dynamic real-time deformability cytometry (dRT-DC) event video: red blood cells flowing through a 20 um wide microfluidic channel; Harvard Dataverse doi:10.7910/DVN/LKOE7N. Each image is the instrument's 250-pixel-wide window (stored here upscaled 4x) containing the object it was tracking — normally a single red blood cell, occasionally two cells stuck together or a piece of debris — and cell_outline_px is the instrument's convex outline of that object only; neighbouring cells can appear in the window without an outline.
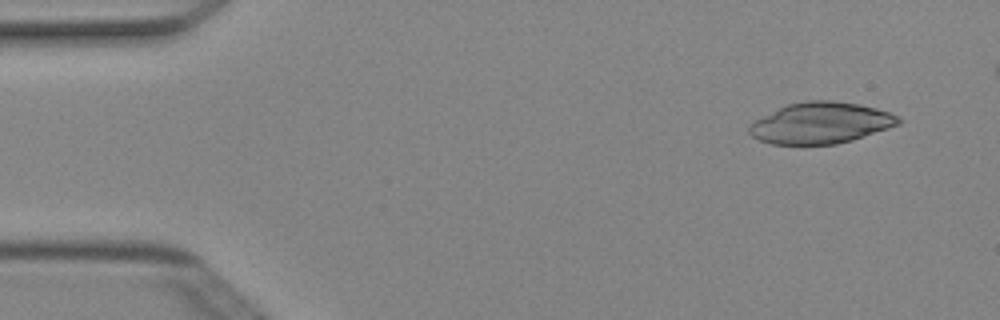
{"species": "Egyptian fruit bat (a non-hibernating species)", "species_latin": "Rousettus aegyptiacus", "temperature_condition": "cold", "stored_images_in_passage": 5, "camera_frame_rate_fps": 3000, "um_per_image_px": 0.085, "animal": {"sex": "female"}, "frame": {"image": 1, "passage_image": 1, "time_ms": 0.0, "image_size_px": [1000, 320], "cell_outline_px": [[904, 120], [900, 124], [852, 140], [836, 144], [772, 144], [760, 140], [752, 136], [748, 132], [748, 124], [788, 104], [808, 100], [832, 100], [856, 104], [876, 108], [900, 116]], "centroid_in_image_um": [69.79, 10.45], "position_along_channel_um": 15.2, "area_um2": 35.6}}